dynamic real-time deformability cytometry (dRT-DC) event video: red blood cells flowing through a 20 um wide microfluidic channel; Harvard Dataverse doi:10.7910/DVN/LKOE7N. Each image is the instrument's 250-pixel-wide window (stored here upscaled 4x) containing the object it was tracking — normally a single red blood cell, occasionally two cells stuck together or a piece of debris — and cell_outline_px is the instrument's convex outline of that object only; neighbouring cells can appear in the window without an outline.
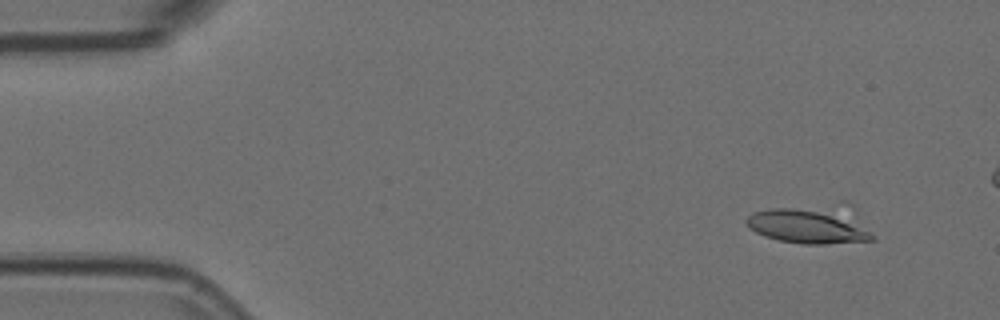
{"species": "Egyptian fruit bat (a non-hibernating species)", "species_latin": "Rousettus aegyptiacus", "temperature_condition": "room temperature", "stored_images_in_passage": 13, "camera_frame_rate_fps": 3000, "um_per_image_px": 0.085, "animal": {"sex": "female"}, "frame": {"image": 1, "passage_image": 5, "time_ms": 1.333, "image_size_px": [1000, 320], "cell_outline_px": [[876, 240], [824, 244], [804, 244], [780, 240], [764, 236], [748, 228], [744, 220], [752, 212], [772, 208], [792, 208], [816, 212], [848, 220], [868, 232]], "centroid_in_image_um": [68.42, 19.29], "position_along_channel_um": 16.6, "area_um2": 23.41}}